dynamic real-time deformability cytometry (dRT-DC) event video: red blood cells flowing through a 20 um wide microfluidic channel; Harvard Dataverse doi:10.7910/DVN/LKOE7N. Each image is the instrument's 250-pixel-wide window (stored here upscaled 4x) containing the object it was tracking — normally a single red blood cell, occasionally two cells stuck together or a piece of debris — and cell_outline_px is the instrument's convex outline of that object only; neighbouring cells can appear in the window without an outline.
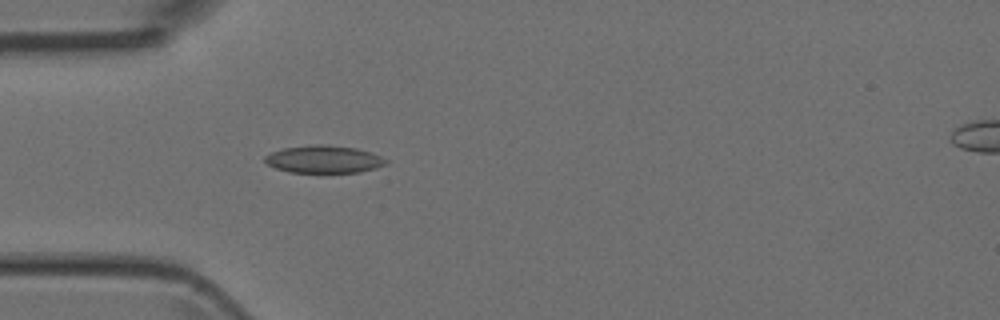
{"species": "Egyptian fruit bat (a non-hibernating species)", "species_latin": "Rousettus aegyptiacus", "temperature_condition": "room temperature", "stored_images_in_passage": 3, "camera_frame_rate_fps": 3000, "um_per_image_px": 0.085, "animal": {"sex": "female"}, "frame": {"image": 1, "passage_image": 3, "time_ms": 3.0, "image_size_px": [1000, 320], "cell_outline_px": [[388, 164], [376, 168], [360, 172], [288, 172], [276, 168], [268, 164], [264, 160], [264, 156], [272, 152], [284, 148], [316, 144], [320, 144], [356, 148], [372, 152], [388, 160]], "centroid_in_image_um": [27.56, 13.54], "position_along_channel_um": 57.4, "area_um2": 19.36}}